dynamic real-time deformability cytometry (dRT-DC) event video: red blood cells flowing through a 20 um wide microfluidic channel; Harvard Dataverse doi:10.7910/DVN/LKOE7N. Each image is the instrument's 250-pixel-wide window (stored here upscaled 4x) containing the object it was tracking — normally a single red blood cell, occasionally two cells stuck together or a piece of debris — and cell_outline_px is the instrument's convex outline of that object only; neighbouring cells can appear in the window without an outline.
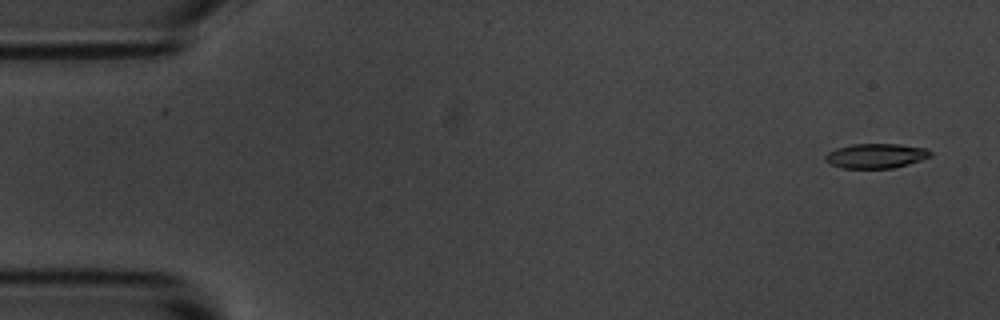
{"species": "common noctule bat (a hibernating species)", "species_latin": "Nyctalus noctula", "temperature_condition": "room temperature", "stored_images_in_passage": 4, "camera_frame_rate_fps": 3000, "um_per_image_px": 0.085, "animal": {"sex": "male", "body_mass_g": 20.1, "forearm_length_mm": 53.5}, "frame": {"image": 1, "passage_image": 1, "time_ms": 0.0, "image_size_px": [1000, 320], "cell_outline_px": [[932, 156], [908, 164], [892, 168], [840, 168], [824, 160], [824, 156], [828, 152], [836, 148], [852, 144], [900, 144], [924, 148], [932, 152]], "centroid_in_image_um": [74.43, 13.24], "position_along_channel_um": 10.6, "area_um2": 15.09}}